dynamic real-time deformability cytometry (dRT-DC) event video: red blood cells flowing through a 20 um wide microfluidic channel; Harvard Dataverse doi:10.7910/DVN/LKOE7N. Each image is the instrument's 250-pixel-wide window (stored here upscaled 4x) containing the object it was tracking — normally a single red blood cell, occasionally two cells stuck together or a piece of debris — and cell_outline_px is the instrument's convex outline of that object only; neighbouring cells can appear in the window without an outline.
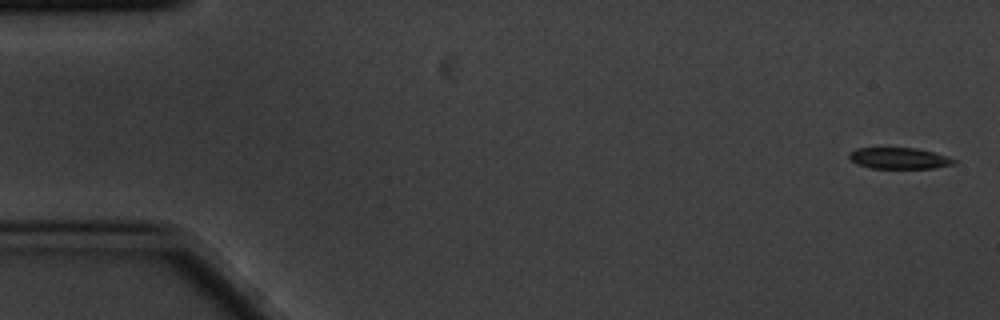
{"species": "common noctule bat (a hibernating species)", "species_latin": "Nyctalus noctula", "temperature_condition": "cold", "stored_images_in_passage": 5, "camera_frame_rate_fps": 3000, "um_per_image_px": 0.085, "animal": {"sex": "male", "body_mass_g": 20.1, "forearm_length_mm": 53.5}, "frame": {"image": 1, "passage_image": 1, "time_ms": 0.0, "image_size_px": [1000, 320], "cell_outline_px": [[956, 164], [936, 168], [872, 168], [856, 164], [848, 156], [848, 152], [856, 148], [916, 148], [932, 152], [956, 160]], "centroid_in_image_um": [76.4, 13.45], "position_along_channel_um": 8.6, "area_um2": 12.89}}
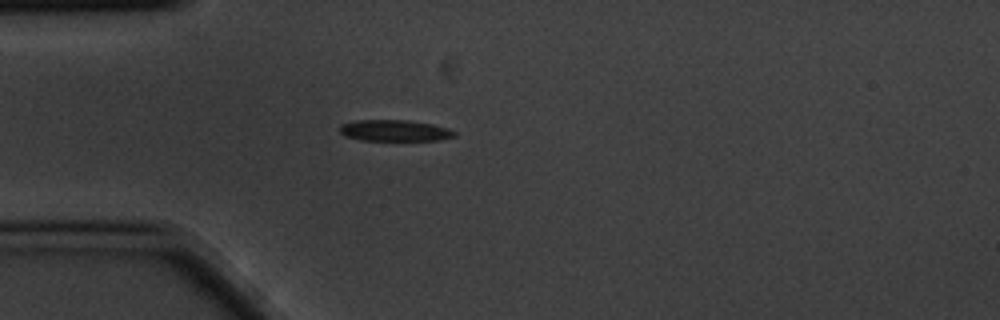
{"frame": {"image": 2, "passage_image": 5, "time_ms": 1.333, "image_size_px": [1000, 320], "cell_outline_px": [[456, 136], [436, 140], [360, 140], [344, 136], [340, 132], [340, 124], [356, 120], [408, 120], [432, 124], [448, 128], [456, 132]], "centroid_in_image_um": [33.52, 11.09], "position_along_channel_um": 51.5, "area_um2": 14.22}}